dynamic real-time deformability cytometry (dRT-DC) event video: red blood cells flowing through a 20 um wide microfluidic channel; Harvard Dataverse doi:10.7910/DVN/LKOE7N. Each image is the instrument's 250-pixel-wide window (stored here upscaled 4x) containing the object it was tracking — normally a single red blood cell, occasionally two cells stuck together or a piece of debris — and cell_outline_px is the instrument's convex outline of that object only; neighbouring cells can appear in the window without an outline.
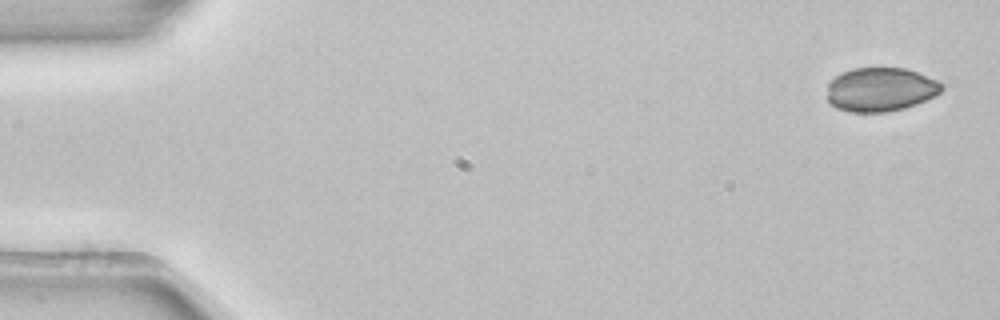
{"species": "common noctule bat (a hibernating species)", "species_latin": "Nyctalus noctula", "temperature_condition": "room temperature", "stored_images_in_passage": 4, "camera_frame_rate_fps": 3000, "um_per_image_px": 0.085, "animal": {"sex": "female", "body_mass_g": 22.7, "forearm_length_mm": 54.2}, "frame": {"image": 1, "passage_image": 1, "time_ms": 0.0, "image_size_px": [1000, 320], "cell_outline_px": [[944, 88], [936, 96], [916, 104], [904, 108], [888, 112], [848, 112], [836, 108], [828, 100], [828, 84], [836, 76], [852, 68], [904, 68], [916, 72], [936, 80], [944, 84]], "centroid_in_image_um": [74.86, 7.62], "position_along_channel_um": 10.1, "area_um2": 29.3}}